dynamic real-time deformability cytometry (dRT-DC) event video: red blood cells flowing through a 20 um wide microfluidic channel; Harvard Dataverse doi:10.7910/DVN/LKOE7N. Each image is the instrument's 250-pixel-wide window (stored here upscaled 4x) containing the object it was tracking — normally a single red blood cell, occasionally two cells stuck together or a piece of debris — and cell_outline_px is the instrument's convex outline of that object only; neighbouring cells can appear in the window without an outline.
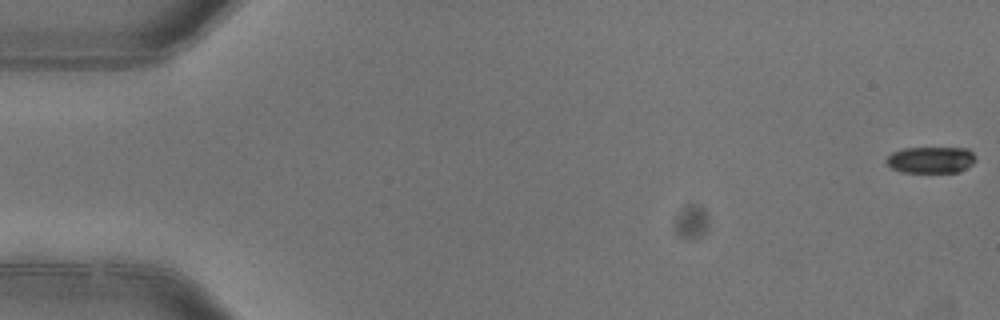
{"species": "common noctule bat (a hibernating species)", "species_latin": "Nyctalus noctula", "temperature_condition": "warm", "stored_images_in_passage": 6, "camera_frame_rate_fps": 3000, "um_per_image_px": 0.085, "animal": {"sex": "female"}, "frame": {"image": 1, "passage_image": 1, "time_ms": 0.0, "image_size_px": [1000, 320], "cell_outline_px": [[976, 160], [972, 164], [956, 172], [900, 172], [892, 168], [884, 160], [892, 152], [904, 148], [968, 148], [976, 156]], "centroid_in_image_um": [79.11, 13.58], "position_along_channel_um": 5.9, "area_um2": 13.76}}
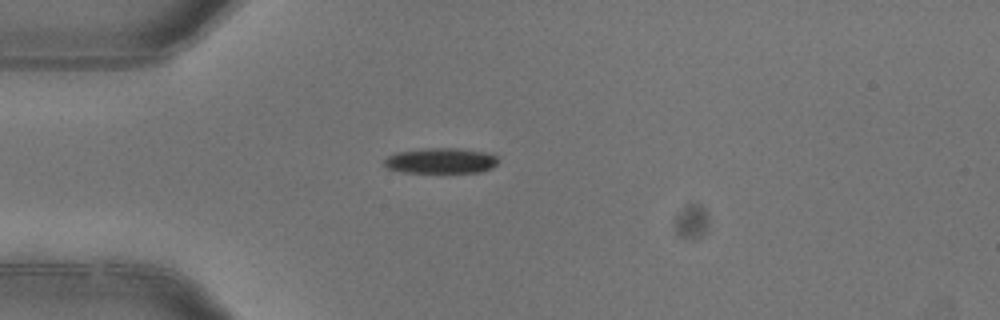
{"frame": {"image": 2, "passage_image": 5, "time_ms": 1.333, "image_size_px": [1000, 320], "cell_outline_px": [[500, 160], [492, 168], [480, 172], [404, 172], [388, 168], [384, 164], [384, 160], [388, 156], [396, 152], [424, 148], [460, 148], [488, 152], [496, 156]], "centroid_in_image_um": [37.51, 13.65], "position_along_channel_um": 47.5, "area_um2": 16.99}}